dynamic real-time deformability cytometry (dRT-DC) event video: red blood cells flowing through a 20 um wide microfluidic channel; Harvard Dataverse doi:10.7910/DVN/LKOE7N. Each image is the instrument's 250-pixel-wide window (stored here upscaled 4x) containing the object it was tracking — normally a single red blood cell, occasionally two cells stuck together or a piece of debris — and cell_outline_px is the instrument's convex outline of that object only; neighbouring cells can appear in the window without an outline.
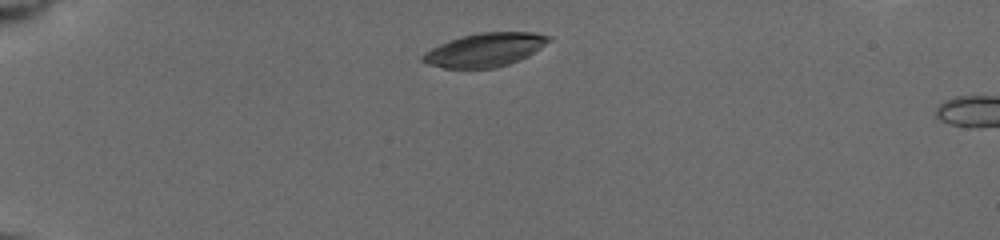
{"species": "common noctule bat (a hibernating species)", "species_latin": "Nyctalus noctula", "temperature_condition": "cold", "stored_images_in_passage": 48, "camera_frame_rate_fps": 3000, "um_per_image_px": 0.085, "animal": {"sex": "female", "body_mass_g": 19.5, "forearm_length_mm": 54.1}, "frame": {"image": 1, "passage_image": 1, "time_ms": 0.0, "image_size_px": [1000, 240], "cell_outline_px": [[552, 40], [528, 56], [508, 64], [492, 68], [444, 68], [428, 64], [420, 60], [420, 56], [424, 52], [440, 44], [464, 36], [480, 32], [532, 32], [552, 36]], "centroid_in_image_um": [41.23, 4.24], "position_along_channel_um": 43.8, "area_um2": 24.51}}
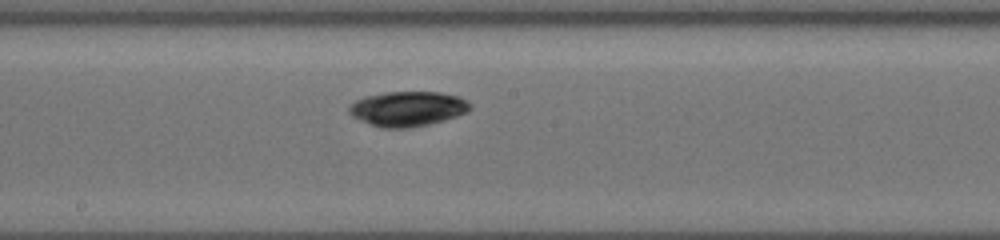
{"frame": {"image": 2, "passage_image": 21, "time_ms": 5.667, "image_size_px": [1000, 240], "cell_outline_px": [[472, 108], [468, 112], [456, 116], [428, 124], [408, 128], [384, 128], [372, 124], [352, 116], [348, 112], [348, 108], [356, 100], [364, 96], [384, 92], [440, 92], [460, 96], [468, 100]], "centroid_in_image_um": [34.68, 9.23], "position_along_channel_um": 213.5, "area_um2": 24.57}}
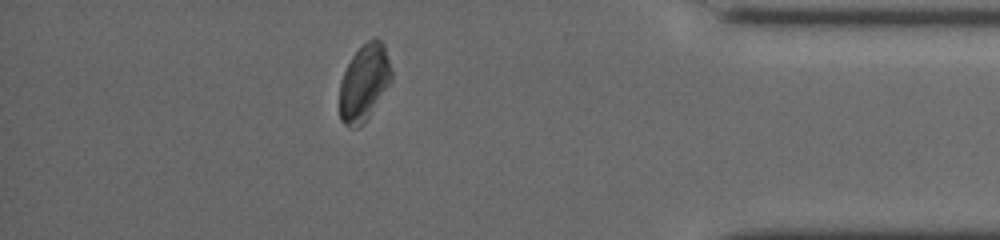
{"frame": {"image": 3, "passage_image": 41, "time_ms": 11.333, "image_size_px": [1000, 240], "cell_outline_px": [[392, 80], [368, 116], [356, 128], [348, 128], [340, 120], [340, 84], [344, 72], [352, 56], [368, 40], [376, 36], [384, 44], [392, 72]], "centroid_in_image_um": [30.95, 7.01], "position_along_channel_um": 404.2, "area_um2": 22.77}, "authors_computed_cell_mechanics": {"area_um2": 23.9292, "velocity_mm_per_s": 3.844, "shape_relaxation_time_tau1_ms": 4.5512, "shape_relaxation_time_tau2_ms": null, "deformation_change_tau1": 0.1072, "deformation_change_tau2": null}}